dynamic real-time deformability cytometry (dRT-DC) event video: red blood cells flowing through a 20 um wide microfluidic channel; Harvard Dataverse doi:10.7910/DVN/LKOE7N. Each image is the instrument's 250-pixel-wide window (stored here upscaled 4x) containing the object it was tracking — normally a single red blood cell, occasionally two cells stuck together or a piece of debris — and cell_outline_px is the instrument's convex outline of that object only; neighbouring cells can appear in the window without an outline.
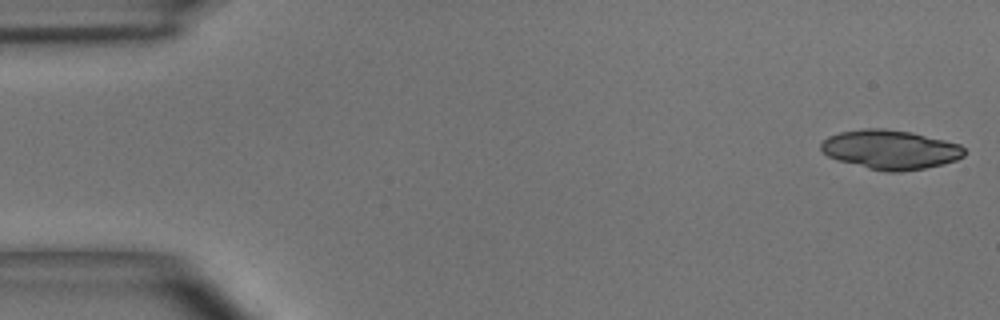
{"species": "common noctule bat (a hibernating species)", "species_latin": "Nyctalus noctula", "temperature_condition": "room temperature", "stored_images_in_passage": 13, "camera_frame_rate_fps": 3000, "um_per_image_px": 0.085, "animal": {"sex": "male", "body_mass_g": 15.6}, "frame": {"image": 1, "passage_image": 1, "time_ms": 0.0, "image_size_px": [1000, 320], "cell_outline_px": [[964, 156], [956, 160], [944, 164], [924, 168], [896, 172], [888, 172], [868, 168], [836, 160], [828, 156], [820, 148], [820, 144], [828, 136], [840, 132], [864, 128], [884, 128], [912, 132], [960, 144], [964, 148]], "centroid_in_image_um": [75.67, 12.71], "position_along_channel_um": 9.3, "area_um2": 32.77}}